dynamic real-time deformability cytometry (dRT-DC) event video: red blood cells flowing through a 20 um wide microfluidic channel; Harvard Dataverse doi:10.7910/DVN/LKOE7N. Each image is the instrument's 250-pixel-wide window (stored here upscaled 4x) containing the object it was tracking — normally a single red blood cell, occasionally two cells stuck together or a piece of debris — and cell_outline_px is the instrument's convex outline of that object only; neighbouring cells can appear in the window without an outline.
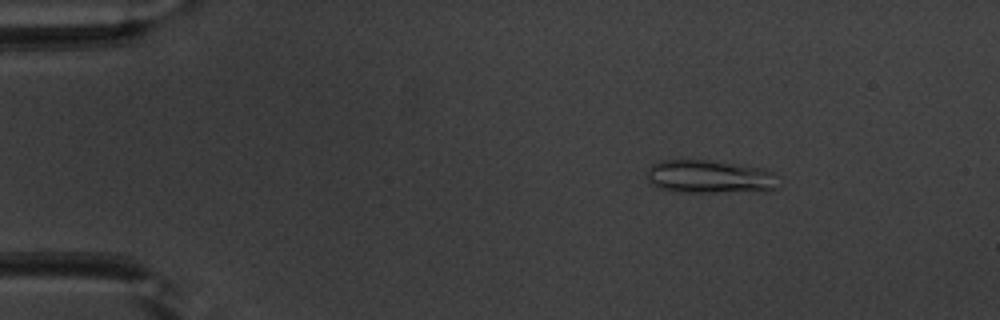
{"species": "common noctule bat (a hibernating species)", "species_latin": "Nyctalus noctula", "temperature_condition": "warm", "stored_images_in_passage": 50, "camera_frame_rate_fps": 3000, "um_per_image_px": 0.085, "animal": {"sex": "male", "body_mass_g": 20.1, "forearm_length_mm": 53.5}, "frame": {"image": 1, "passage_image": 7, "time_ms": 2.0, "image_size_px": [1000, 320], "cell_outline_px": [[776, 188], [764, 192], [676, 192], [656, 188], [648, 180], [648, 168], [652, 164], [660, 160], [712, 160], [764, 168], [772, 172]], "centroid_in_image_um": [60.28, 15.03], "position_along_channel_um": 24.7, "area_um2": 25.72}}
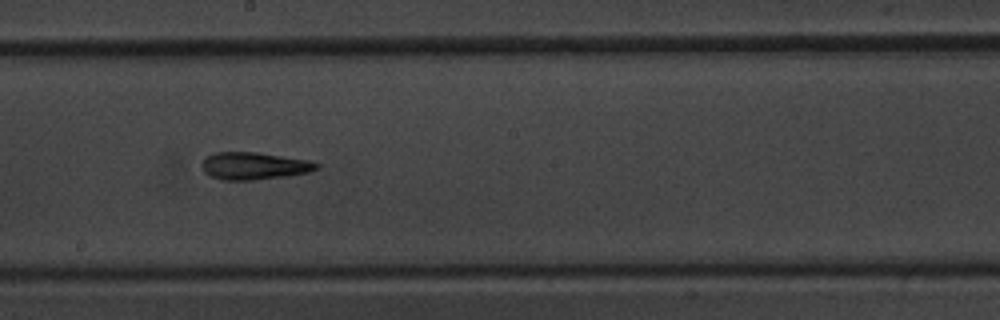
{"frame": {"image": 2, "passage_image": 28, "time_ms": 9.0, "image_size_px": [1000, 320], "cell_outline_px": [[320, 168], [308, 172], [288, 176], [252, 180], [224, 180], [208, 176], [204, 172], [200, 164], [204, 156], [212, 152], [256, 152], [308, 160], [320, 164]], "centroid_in_image_um": [21.54, 14.1], "position_along_channel_um": 226.7, "area_um2": 18.55}}
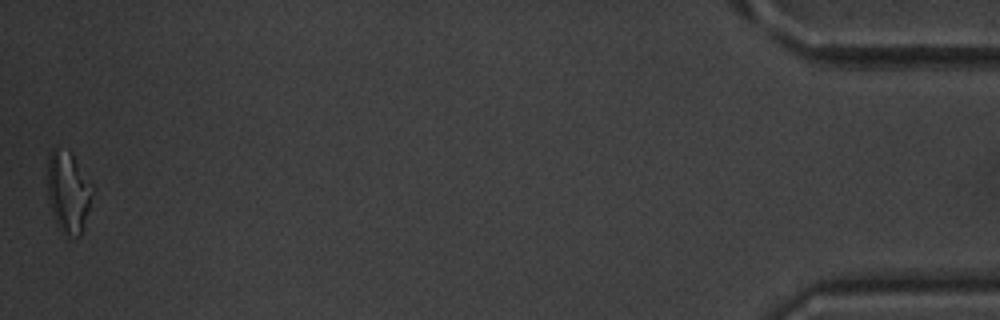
{"frame": {"image": 3, "passage_image": 50, "time_ms": 16.333, "image_size_px": [1000, 320], "cell_outline_px": [[92, 192], [88, 208], [80, 236], [68, 236], [60, 232], [56, 224], [48, 200], [48, 156], [52, 148], [56, 148], [68, 152], [72, 156], [92, 184]], "centroid_in_image_um": [5.76, 16.35], "position_along_channel_um": 429.4, "area_um2": 20.75}, "authors_computed_cell_mechanics": {"area_um2": 18.7272, "velocity_mm_per_s": 3.9749, "shape_relaxation_time_tau1_ms": null, "shape_relaxation_time_tau2_ms": 3.1486, "deformation_change_tau1": null, "deformation_change_tau2": 0.1415}}